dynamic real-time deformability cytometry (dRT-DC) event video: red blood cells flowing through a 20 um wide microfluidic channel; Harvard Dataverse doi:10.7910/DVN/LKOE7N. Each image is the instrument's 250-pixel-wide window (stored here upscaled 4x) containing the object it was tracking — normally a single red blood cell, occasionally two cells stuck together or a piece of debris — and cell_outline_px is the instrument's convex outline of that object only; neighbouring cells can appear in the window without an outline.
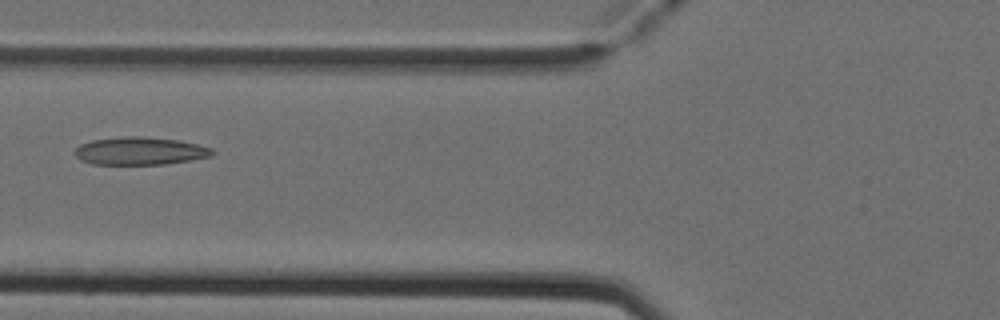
{"species": "Egyptian fruit bat (a non-hibernating species)", "species_latin": "Rousettus aegyptiacus", "temperature_condition": "cold", "stored_images_in_passage": 7, "camera_frame_rate_fps": 3000, "um_per_image_px": 0.085, "animal": {"sex": "female"}, "frame": {"image": 1, "passage_image": 6, "time_ms": 1.667, "image_size_px": [1000, 320], "cell_outline_px": [[216, 152], [212, 156], [192, 160], [164, 164], [92, 164], [80, 160], [72, 152], [80, 144], [92, 140], [124, 136], [140, 136], [176, 140], [200, 144], [212, 148]], "centroid_in_image_um": [11.91, 12.83], "position_along_channel_um": 113.9, "area_um2": 22.43}}
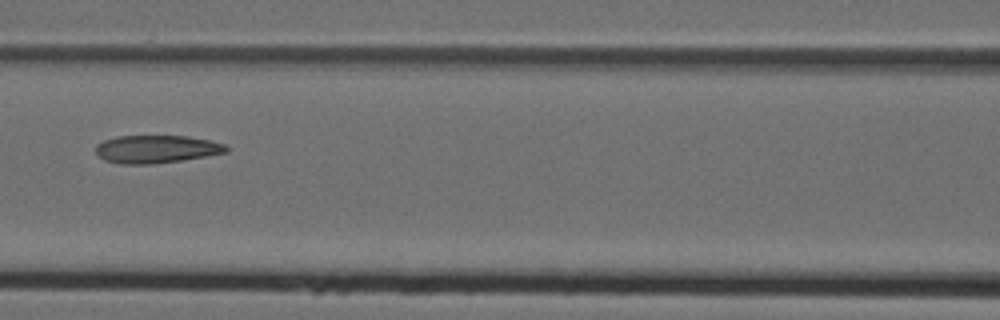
{"frame": {"image": 2, "passage_image": 7, "time_ms": 2.0, "image_size_px": [1000, 320], "cell_outline_px": [[228, 152], [180, 160], [152, 164], [120, 164], [104, 160], [96, 152], [96, 144], [104, 140], [116, 136], [188, 136], [208, 140], [224, 144], [228, 148]], "centroid_in_image_um": [13.26, 12.67], "position_along_channel_um": 153.3, "area_um2": 21.04}}